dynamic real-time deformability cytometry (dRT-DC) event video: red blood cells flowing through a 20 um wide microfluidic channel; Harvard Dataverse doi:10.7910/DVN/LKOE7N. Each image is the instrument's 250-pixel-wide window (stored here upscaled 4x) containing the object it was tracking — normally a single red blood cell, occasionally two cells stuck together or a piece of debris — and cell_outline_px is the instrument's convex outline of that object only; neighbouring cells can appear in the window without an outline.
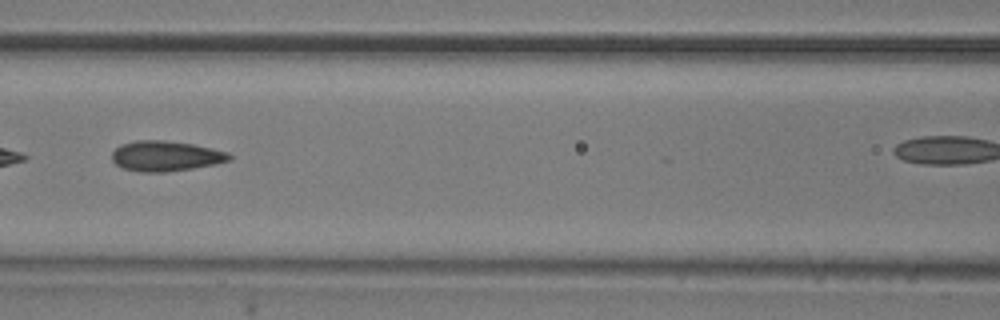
{"species": "common noctule bat (a hibernating species)", "species_latin": "Nyctalus noctula", "temperature_condition": "room temperature", "stored_images_in_passage": 7, "camera_frame_rate_fps": 3000, "um_per_image_px": 0.085, "animal": {"sex": "male", "body_mass_g": 20.5, "forearm_length_mm": 52.5}, "frame": {"image": 1, "passage_image": 4, "time_ms": 3.333, "image_size_px": [1000, 320], "cell_outline_px": [[232, 160], [216, 164], [192, 168], [164, 172], [140, 172], [124, 168], [116, 164], [112, 160], [112, 152], [120, 144], [136, 140], [164, 140], [192, 144], [212, 148], [228, 152], [232, 156]], "centroid_in_image_um": [14.09, 13.26], "position_along_channel_um": 152.5, "area_um2": 20.75}}
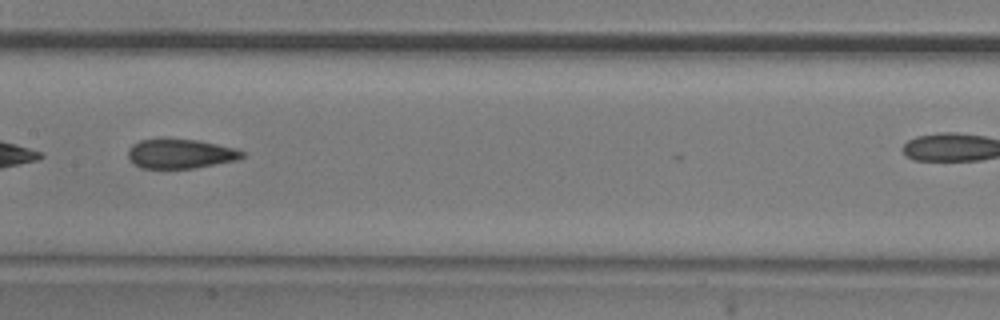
{"frame": {"image": 2, "passage_image": 5, "time_ms": 4.333, "image_size_px": [1000, 320], "cell_outline_px": [[244, 156], [236, 160], [192, 168], [140, 168], [132, 164], [128, 156], [128, 148], [132, 144], [140, 140], [160, 136], [168, 136], [200, 140], [232, 148], [244, 152]], "centroid_in_image_um": [15.23, 13.02], "position_along_channel_um": 192.2, "area_um2": 20.17}}
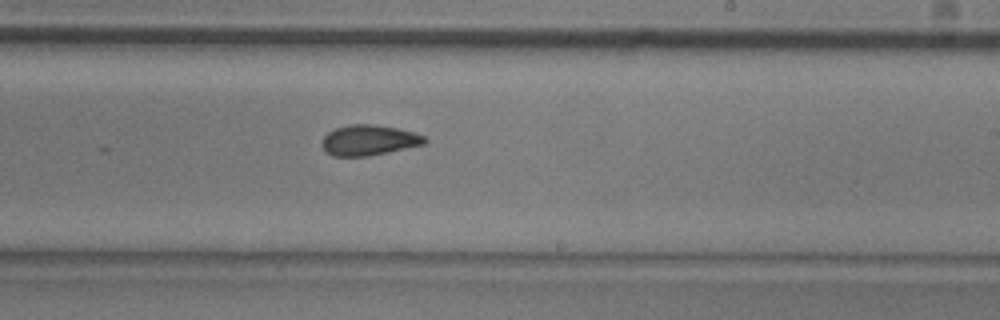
{"frame": {"image": 3, "passage_image": 7, "time_ms": 7.667, "image_size_px": [1000, 320], "cell_outline_px": [[428, 140], [424, 144], [388, 152], [368, 156], [332, 156], [324, 152], [320, 144], [320, 140], [328, 132], [336, 128], [348, 124], [376, 124], [396, 128], [412, 132], [424, 136]], "centroid_in_image_um": [31.29, 11.92], "position_along_channel_um": 257.7, "area_um2": 18.38}}